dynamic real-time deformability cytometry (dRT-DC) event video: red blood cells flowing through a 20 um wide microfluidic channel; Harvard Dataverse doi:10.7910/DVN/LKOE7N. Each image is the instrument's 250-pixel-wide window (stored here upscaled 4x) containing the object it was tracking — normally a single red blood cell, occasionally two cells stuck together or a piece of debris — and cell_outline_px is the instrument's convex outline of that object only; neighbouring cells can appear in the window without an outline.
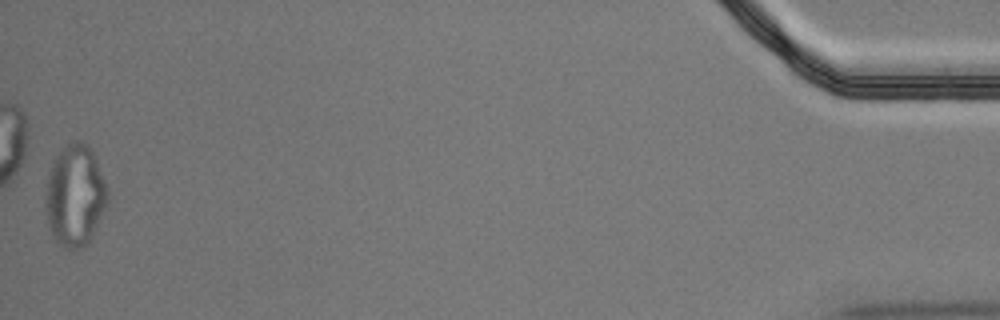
{"species": "Egyptian fruit bat (a non-hibernating species)", "species_latin": "Rousettus aegyptiacus", "temperature_condition": "cold", "stored_images_in_passage": 55, "camera_frame_rate_fps": 3000, "um_per_image_px": 0.085, "animal": {"sex": "male"}, "frame": {"image": 1, "passage_image": 55, "time_ms": 18.0, "image_size_px": [1000, 320], "cell_outline_px": [[108, 204], [88, 244], [84, 248], [72, 252], [64, 248], [52, 236], [48, 224], [44, 208], [44, 196], [48, 176], [52, 164], [56, 156], [68, 144], [76, 140], [80, 140], [88, 144], [96, 156], [108, 188]], "centroid_in_image_um": [6.39, 16.66], "position_along_channel_um": 428.8, "area_um2": 37.51}, "authors_computed_cell_mechanics": {"area_um2": 20.6924, "velocity_mm_per_s": 3.5125, "shape_relaxation_time_tau1_ms": null, "shape_relaxation_time_tau2_ms": 2.058, "deformation_change_tau1": null, "deformation_change_tau2": 0.0903}}